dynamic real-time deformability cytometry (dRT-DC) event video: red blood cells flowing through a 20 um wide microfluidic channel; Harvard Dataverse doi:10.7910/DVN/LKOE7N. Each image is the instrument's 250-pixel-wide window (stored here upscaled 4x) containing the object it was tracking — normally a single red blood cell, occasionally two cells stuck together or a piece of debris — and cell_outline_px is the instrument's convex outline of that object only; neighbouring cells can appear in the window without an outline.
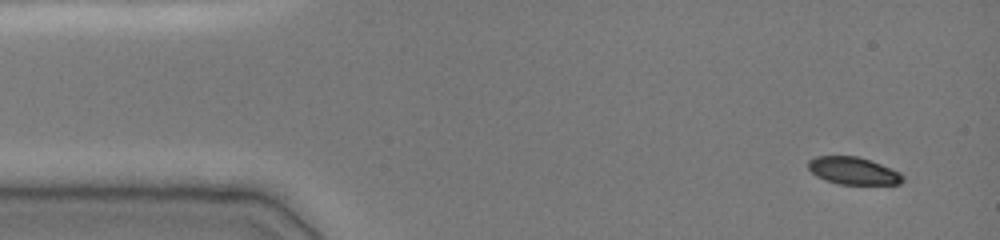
{"species": "common noctule bat (a hibernating species)", "species_latin": "Nyctalus noctula", "temperature_condition": "cold", "stored_images_in_passage": 39, "camera_frame_rate_fps": 3000, "um_per_image_px": 0.085, "animal": {"sex": "female", "body_mass_g": 19.0, "forearm_length_mm": 51.5}, "frame": {"image": 1, "passage_image": 1, "time_ms": 0.0, "image_size_px": [1000, 240], "cell_outline_px": [[904, 180], [900, 184], [840, 184], [816, 176], [808, 168], [808, 160], [816, 156], [856, 156], [880, 164], [900, 172], [904, 176]], "centroid_in_image_um": [72.53, 14.52], "position_along_channel_um": 12.5, "area_um2": 14.91}}
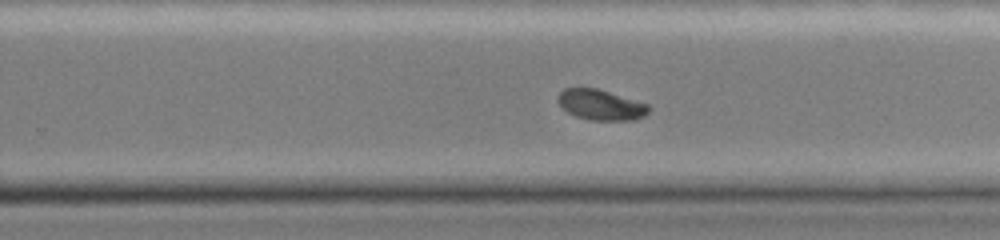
{"frame": {"image": 2, "passage_image": 25, "time_ms": 9.333, "image_size_px": [1000, 240], "cell_outline_px": [[652, 108], [644, 116], [636, 120], [592, 120], [576, 116], [568, 112], [556, 100], [556, 96], [564, 88], [596, 88], [648, 104]], "centroid_in_image_um": [51.08, 8.91], "position_along_channel_um": 278.7, "area_um2": 16.07}}
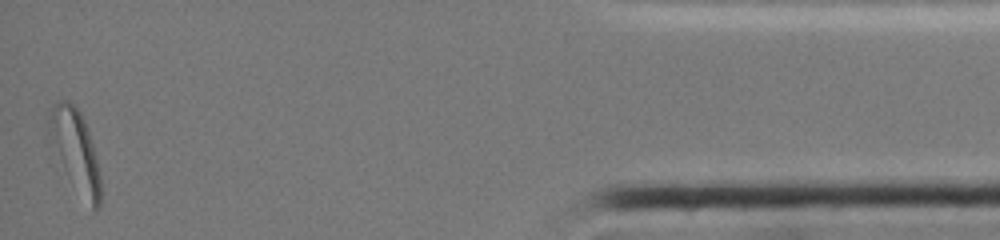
{"frame": {"image": 3, "passage_image": 39, "time_ms": 15.0, "image_size_px": [1000, 240], "cell_outline_px": [[100, 208], [92, 212], [68, 176], [64, 168], [48, 128], [48, 112], [52, 104], [60, 100], [68, 100], [80, 112], [88, 128], [100, 176]], "centroid_in_image_um": [6.43, 12.79], "position_along_channel_um": 428.8, "area_um2": 23.76}, "authors_computed_cell_mechanics": {"area_um2": 17.4556, "velocity_mm_per_s": 3.892, "shape_relaxation_time_tau1_ms": 2.4399, "shape_relaxation_time_tau2_ms": null, "deformation_change_tau1": 0.1172, "deformation_change_tau2": null}}